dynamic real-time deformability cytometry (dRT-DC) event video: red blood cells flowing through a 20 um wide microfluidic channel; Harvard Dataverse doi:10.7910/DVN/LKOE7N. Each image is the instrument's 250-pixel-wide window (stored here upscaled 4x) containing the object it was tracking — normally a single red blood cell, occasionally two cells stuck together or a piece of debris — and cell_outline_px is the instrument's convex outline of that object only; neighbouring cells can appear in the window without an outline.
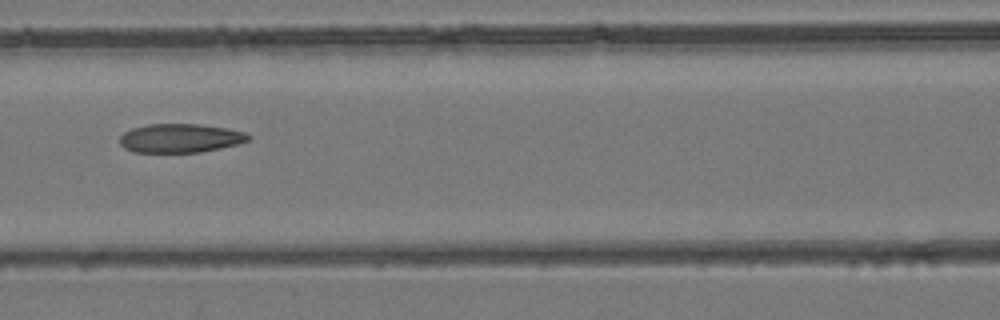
{"species": "common noctule bat (a hibernating species)", "species_latin": "Nyctalus noctula", "temperature_condition": "room temperature", "stored_images_in_passage": 5, "camera_frame_rate_fps": 3000, "um_per_image_px": 0.085, "animal": {"sex": "female", "body_mass_g": 24.6, "forearm_length_mm": 56.2}, "frame": {"image": 1, "passage_image": 5, "time_ms": 5.333, "image_size_px": [1000, 320], "cell_outline_px": [[252, 136], [248, 140], [240, 144], [200, 152], [132, 152], [124, 148], [120, 144], [120, 136], [124, 132], [132, 128], [148, 124], [200, 124], [228, 128], [244, 132]], "centroid_in_image_um": [15.33, 11.74], "position_along_channel_um": 151.3, "area_um2": 21.73}}